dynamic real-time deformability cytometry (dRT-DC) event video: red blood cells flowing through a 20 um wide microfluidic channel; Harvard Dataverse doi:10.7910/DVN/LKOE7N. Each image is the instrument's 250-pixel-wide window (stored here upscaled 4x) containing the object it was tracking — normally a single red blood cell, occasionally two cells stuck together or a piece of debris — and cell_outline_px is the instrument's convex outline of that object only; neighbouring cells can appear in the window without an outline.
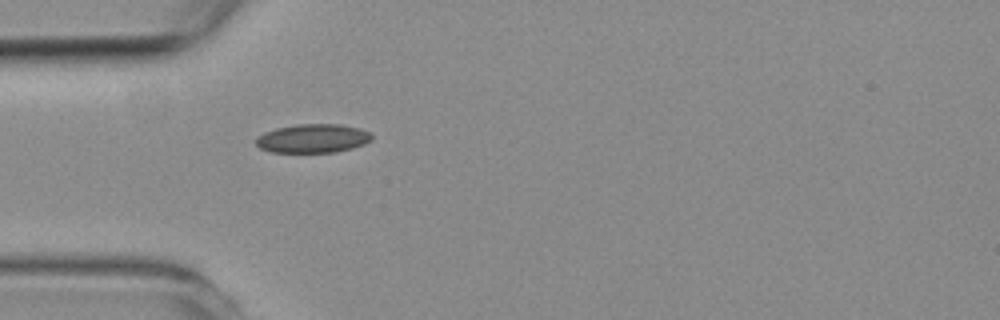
{"species": "common noctule bat (a hibernating species)", "species_latin": "Nyctalus noctula", "temperature_condition": "room temperature", "stored_images_in_passage": 4, "camera_frame_rate_fps": 3000, "um_per_image_px": 0.085, "animal": {"sex": "female", "body_mass_g": 19.3, "forearm_length_mm": 54.1}, "frame": {"image": 1, "passage_image": 4, "time_ms": 3.667, "image_size_px": [1000, 320], "cell_outline_px": [[372, 140], [364, 144], [352, 148], [336, 152], [272, 152], [260, 148], [256, 144], [256, 136], [264, 132], [276, 128], [296, 124], [340, 124], [360, 128], [368, 132], [372, 136]], "centroid_in_image_um": [26.58, 11.76], "position_along_channel_um": 58.4, "area_um2": 19.48}}